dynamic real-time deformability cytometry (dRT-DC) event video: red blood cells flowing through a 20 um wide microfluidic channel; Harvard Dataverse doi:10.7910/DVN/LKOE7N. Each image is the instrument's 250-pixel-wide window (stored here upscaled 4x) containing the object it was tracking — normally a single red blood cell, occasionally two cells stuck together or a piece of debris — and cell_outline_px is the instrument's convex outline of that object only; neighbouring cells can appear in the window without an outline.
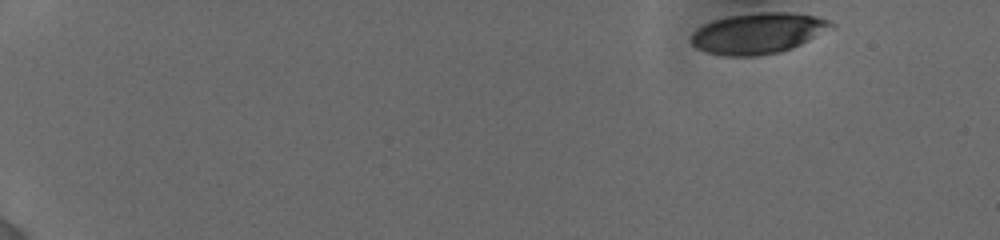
{"species": "human", "species_latin": "Homo sapiens", "temperature_condition": "cold", "stored_images_in_passage": 12, "camera_frame_rate_fps": 3000, "um_per_image_px": 0.085, "donor": {"sex": "female"}, "frame": {"image": 1, "passage_image": 1, "time_ms": 0.0, "image_size_px": [1000, 240], "cell_outline_px": [[836, 24], [800, 44], [780, 52], [756, 56], [724, 56], [708, 52], [696, 48], [692, 44], [692, 32], [696, 28], [712, 20], [728, 16], [760, 12], [788, 12], [816, 16], [828, 20]], "centroid_in_image_um": [64.38, 2.82], "position_along_channel_um": 20.6, "area_um2": 32.95}}
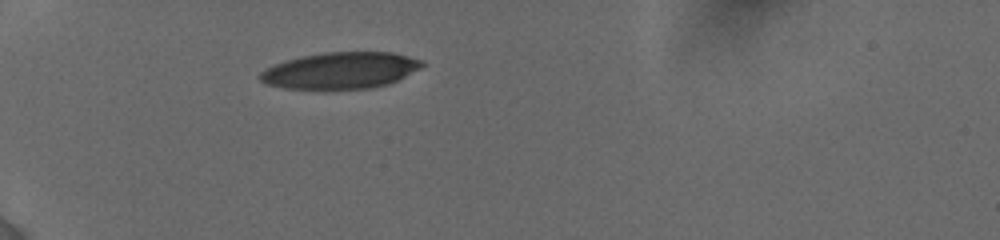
{"frame": {"image": 2, "passage_image": 9, "time_ms": 4.333, "image_size_px": [1000, 240], "cell_outline_px": [[424, 64], [420, 68], [388, 84], [368, 88], [284, 88], [268, 84], [260, 80], [260, 72], [284, 60], [324, 52], [392, 52], [424, 60]], "centroid_in_image_um": [28.97, 5.97], "position_along_channel_um": 56.0, "area_um2": 33.87}}
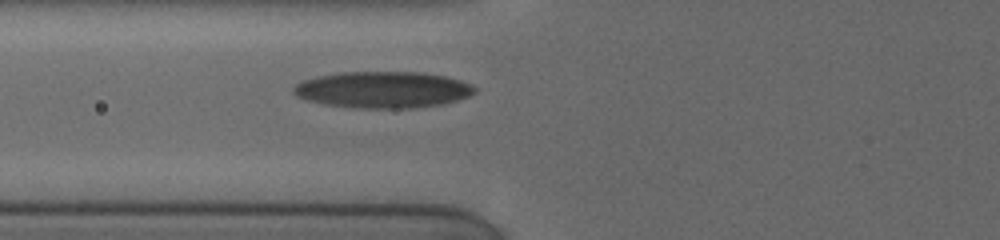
{"frame": {"image": 3, "passage_image": 12, "time_ms": 6.0, "image_size_px": [1000, 240], "cell_outline_px": [[476, 92], [468, 96], [444, 104], [412, 108], [364, 108], [324, 104], [308, 100], [296, 96], [292, 92], [292, 88], [296, 84], [304, 80], [320, 76], [344, 72], [416, 72], [444, 76], [460, 80], [472, 84], [476, 88]], "centroid_in_image_um": [32.56, 7.63], "position_along_channel_um": 93.2, "area_um2": 38.26}}